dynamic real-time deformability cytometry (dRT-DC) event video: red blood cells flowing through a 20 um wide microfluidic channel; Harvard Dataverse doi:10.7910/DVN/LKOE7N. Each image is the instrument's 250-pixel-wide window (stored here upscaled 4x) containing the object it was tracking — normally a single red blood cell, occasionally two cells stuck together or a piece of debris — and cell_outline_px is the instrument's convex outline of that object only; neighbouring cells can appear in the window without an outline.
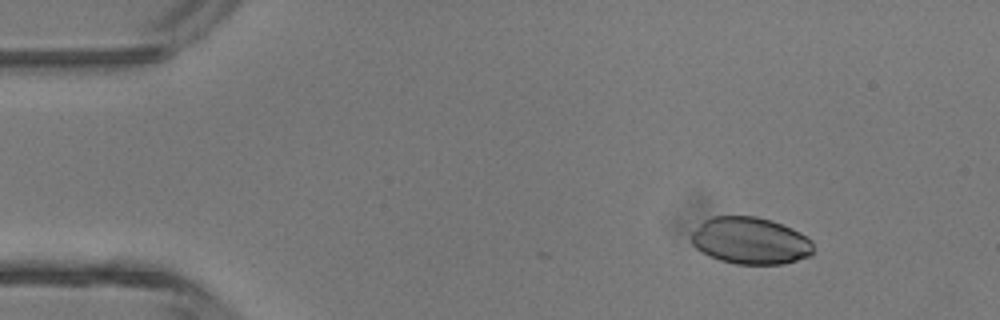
{"species": "common noctule bat (a hibernating species)", "species_latin": "Nyctalus noctula", "temperature_condition": "room temperature", "stored_images_in_passage": 5, "camera_frame_rate_fps": 3000, "um_per_image_px": 0.085, "animal": {"sex": "male", "body_mass_g": 13.3}, "frame": {"image": 1, "passage_image": 1, "time_ms": 0.0, "image_size_px": [1000, 320], "cell_outline_px": [[812, 256], [784, 264], [736, 264], [720, 260], [708, 256], [696, 248], [692, 244], [692, 232], [704, 220], [712, 216], [756, 216], [772, 220], [792, 228], [800, 232], [812, 240]], "centroid_in_image_um": [63.8, 20.46], "position_along_channel_um": 21.2, "area_um2": 33.58}}